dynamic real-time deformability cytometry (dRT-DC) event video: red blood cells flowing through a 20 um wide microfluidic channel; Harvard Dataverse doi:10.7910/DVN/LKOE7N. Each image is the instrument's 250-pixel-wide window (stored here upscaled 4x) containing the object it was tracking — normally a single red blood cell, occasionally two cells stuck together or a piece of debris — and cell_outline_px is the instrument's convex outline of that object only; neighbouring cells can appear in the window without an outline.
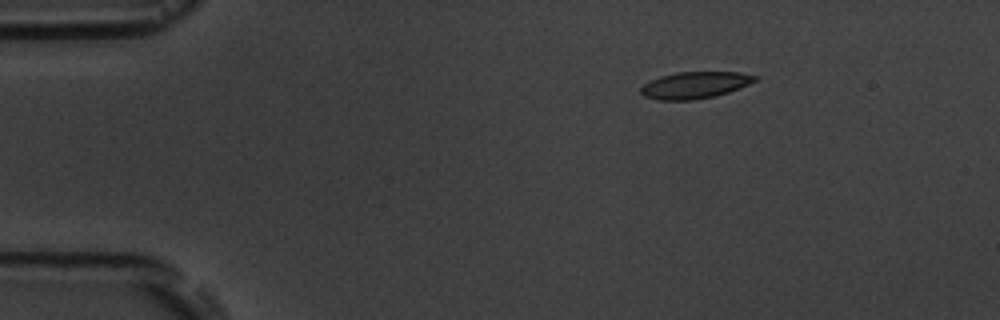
{"species": "common noctule bat (a hibernating species)", "species_latin": "Nyctalus noctula", "temperature_condition": "room temperature", "stored_images_in_passage": 3, "camera_frame_rate_fps": 3000, "um_per_image_px": 0.085, "animal": {"sex": "male", "body_mass_g": 19.5, "forearm_length_mm": 54.6}, "frame": {"image": 1, "passage_image": 1, "time_ms": 0.0, "image_size_px": [1000, 320], "cell_outline_px": [[760, 76], [756, 80], [740, 88], [716, 96], [692, 100], [660, 100], [644, 96], [640, 92], [640, 88], [644, 84], [660, 76], [676, 72], [740, 72]], "centroid_in_image_um": [59.08, 7.23], "position_along_channel_um": 25.9, "area_um2": 17.8}}